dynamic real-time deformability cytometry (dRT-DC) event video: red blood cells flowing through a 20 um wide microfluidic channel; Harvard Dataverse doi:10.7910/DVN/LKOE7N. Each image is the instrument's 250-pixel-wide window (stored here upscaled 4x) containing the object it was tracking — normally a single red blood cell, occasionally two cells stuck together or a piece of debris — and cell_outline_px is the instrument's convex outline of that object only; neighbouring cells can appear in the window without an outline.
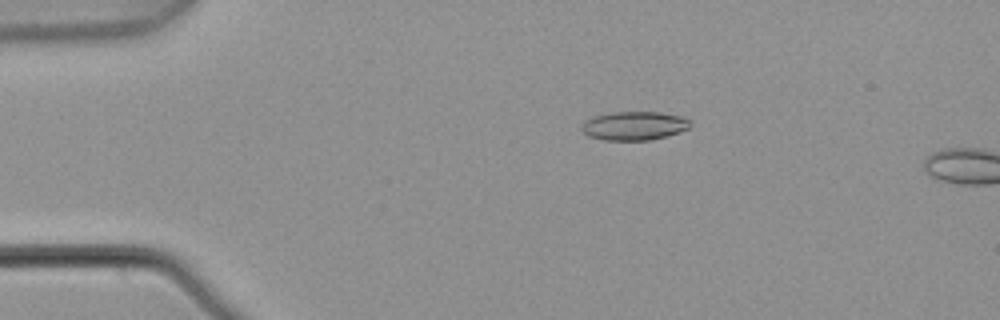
{"species": "common noctule bat (a hibernating species)", "species_latin": "Nyctalus noctula", "temperature_condition": "warm", "stored_images_in_passage": 2, "camera_frame_rate_fps": 3000, "um_per_image_px": 0.085, "animal": {"sex": "male", "body_mass_g": 21.5, "forearm_length_mm": 52.0}, "frame": {"image": 1, "passage_image": 1, "time_ms": 0.0, "image_size_px": [1000, 320], "cell_outline_px": [[692, 124], [688, 128], [652, 140], [604, 140], [588, 136], [580, 128], [580, 124], [584, 120], [592, 116], [612, 112], [660, 112], [680, 116], [692, 120]], "centroid_in_image_um": [53.86, 10.68], "position_along_channel_um": 31.1, "area_um2": 18.26}}